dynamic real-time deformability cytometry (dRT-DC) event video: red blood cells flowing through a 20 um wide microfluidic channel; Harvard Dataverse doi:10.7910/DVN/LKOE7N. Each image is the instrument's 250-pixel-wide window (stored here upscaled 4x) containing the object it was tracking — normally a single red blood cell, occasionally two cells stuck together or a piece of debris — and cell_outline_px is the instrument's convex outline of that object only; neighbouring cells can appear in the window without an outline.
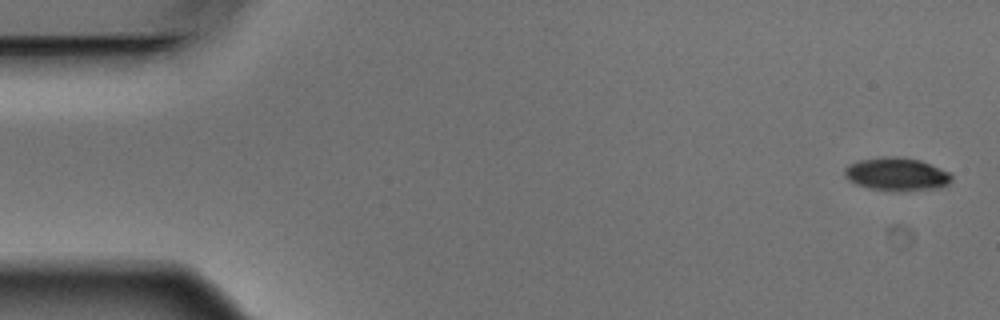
{"species": "Egyptian fruit bat (a non-hibernating species)", "species_latin": "Rousettus aegyptiacus", "temperature_condition": "warm", "stored_images_in_passage": 4, "camera_frame_rate_fps": 3000, "um_per_image_px": 0.085, "animal": {"sex": "male"}, "frame": {"image": 1, "passage_image": 1, "time_ms": 0.0, "image_size_px": [1000, 320], "cell_outline_px": [[952, 180], [948, 184], [936, 188], [868, 188], [856, 184], [848, 180], [844, 176], [844, 168], [848, 164], [856, 160], [884, 156], [900, 156], [920, 160], [948, 172], [952, 176]], "centroid_in_image_um": [76.14, 14.74], "position_along_channel_um": 8.9, "area_um2": 19.94}}